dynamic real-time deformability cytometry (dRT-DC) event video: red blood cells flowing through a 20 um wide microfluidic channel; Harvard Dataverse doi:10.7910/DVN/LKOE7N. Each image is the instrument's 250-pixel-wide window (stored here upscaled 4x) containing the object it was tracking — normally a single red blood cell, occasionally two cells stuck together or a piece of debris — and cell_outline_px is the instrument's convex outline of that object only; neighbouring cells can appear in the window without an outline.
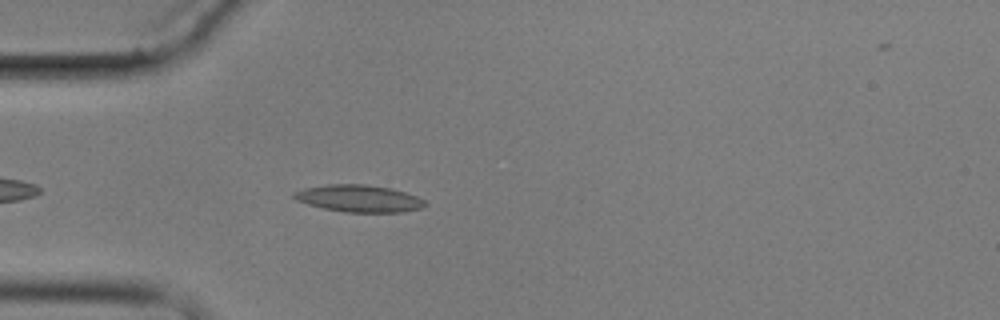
{"species": "common noctule bat (a hibernating species)", "species_latin": "Nyctalus noctula", "temperature_condition": "cold", "stored_images_in_passage": 5, "camera_frame_rate_fps": 3000, "um_per_image_px": 0.085, "animal": {"sex": "male", "body_mass_g": 17.9}, "frame": {"image": 1, "passage_image": 5, "time_ms": 4.667, "image_size_px": [1000, 320], "cell_outline_px": [[424, 204], [420, 208], [404, 212], [344, 212], [324, 208], [308, 204], [296, 200], [292, 196], [292, 192], [304, 188], [328, 184], [364, 184], [388, 188], [404, 192], [416, 196], [424, 200]], "centroid_in_image_um": [30.45, 16.87], "position_along_channel_um": 54.5, "area_um2": 20.46}}